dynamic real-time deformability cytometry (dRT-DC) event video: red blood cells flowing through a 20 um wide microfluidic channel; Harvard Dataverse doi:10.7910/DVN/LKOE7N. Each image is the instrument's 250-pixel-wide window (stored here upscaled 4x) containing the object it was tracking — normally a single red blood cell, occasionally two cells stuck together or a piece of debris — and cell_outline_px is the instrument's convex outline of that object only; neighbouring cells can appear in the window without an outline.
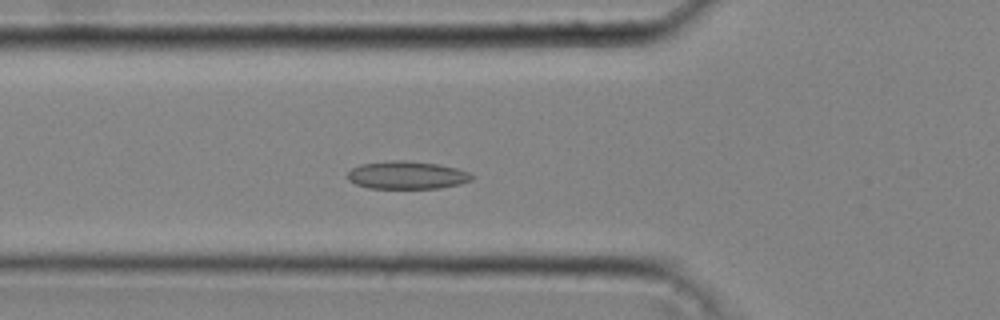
{"species": "common noctule bat (a hibernating species)", "species_latin": "Nyctalus noctula", "temperature_condition": "cold", "stored_images_in_passage": 36, "camera_frame_rate_fps": 3000, "um_per_image_px": 0.085, "animal": {"sex": "male", "body_mass_g": 20.4}, "frame": {"image": 1, "passage_image": 8, "time_ms": 2.333, "image_size_px": [1000, 320], "cell_outline_px": [[476, 176], [472, 180], [460, 184], [440, 188], [368, 188], [356, 184], [348, 180], [348, 172], [352, 168], [360, 164], [396, 160], [404, 160], [440, 164], [456, 168], [468, 172]], "centroid_in_image_um": [34.62, 14.88], "position_along_channel_um": 91.2, "area_um2": 20.23}}
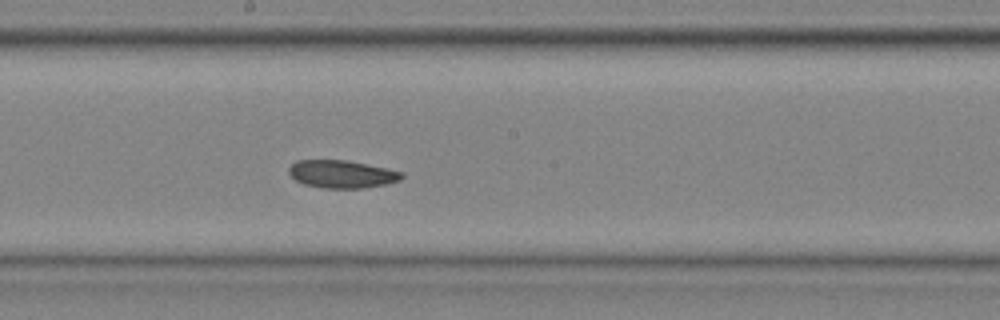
{"frame": {"image": 2, "passage_image": 17, "time_ms": 5.333, "image_size_px": [1000, 320], "cell_outline_px": [[404, 176], [400, 180], [388, 184], [364, 188], [320, 188], [304, 184], [296, 180], [288, 172], [288, 168], [296, 160], [344, 160], [388, 168], [404, 172]], "centroid_in_image_um": [29.08, 14.8], "position_along_channel_um": 219.1, "area_um2": 18.38}}
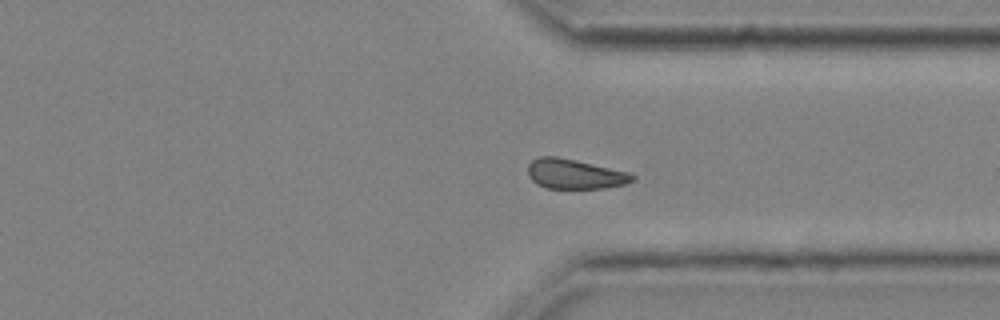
{"frame": {"image": 3, "passage_image": 27, "time_ms": 8.667, "image_size_px": [1000, 320], "cell_outline_px": [[636, 180], [624, 184], [604, 188], [544, 188], [536, 184], [528, 176], [528, 164], [532, 160], [540, 156], [556, 156], [576, 160], [632, 172], [636, 176]], "centroid_in_image_um": [48.88, 14.79], "position_along_channel_um": 362.5, "area_um2": 18.44}, "authors_computed_cell_mechanics": {"area_um2": 18.7272, "velocity_mm_per_s": 4.2675, "shape_relaxation_time_tau1_ms": null, "shape_relaxation_time_tau2_ms": 5.4139, "deformation_change_tau1": null, "deformation_change_tau2": 0.0958}}